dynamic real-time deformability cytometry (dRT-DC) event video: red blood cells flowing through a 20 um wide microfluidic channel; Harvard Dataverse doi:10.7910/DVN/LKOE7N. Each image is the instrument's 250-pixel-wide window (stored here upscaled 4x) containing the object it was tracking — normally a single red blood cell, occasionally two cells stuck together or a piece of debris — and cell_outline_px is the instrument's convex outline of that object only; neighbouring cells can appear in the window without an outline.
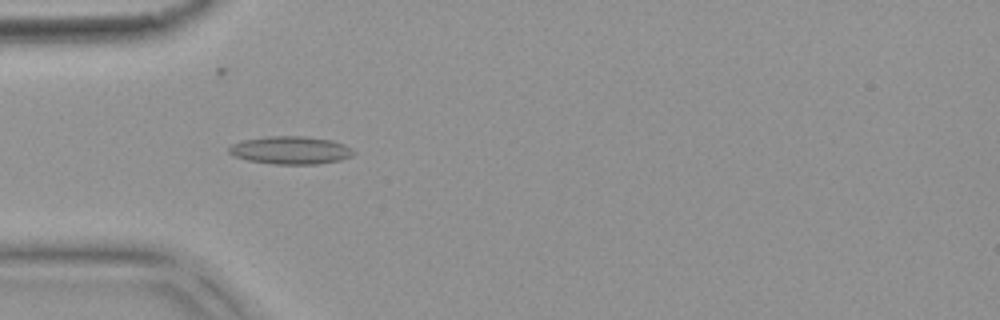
{"species": "common noctule bat (a hibernating species)", "species_latin": "Nyctalus noctula", "temperature_condition": "warm", "stored_images_in_passage": 6, "camera_frame_rate_fps": 3000, "um_per_image_px": 0.085, "animal": {"sex": "female", "body_mass_g": 18.4}, "frame": {"image": 1, "passage_image": 5, "time_ms": 1.333, "image_size_px": [1000, 320], "cell_outline_px": [[356, 152], [352, 156], [340, 160], [316, 164], [276, 164], [248, 160], [232, 156], [228, 152], [228, 148], [232, 144], [244, 140], [268, 136], [304, 136], [332, 140], [344, 144], [352, 148]], "centroid_in_image_um": [24.71, 12.76], "position_along_channel_um": 60.3, "area_um2": 20.29}}
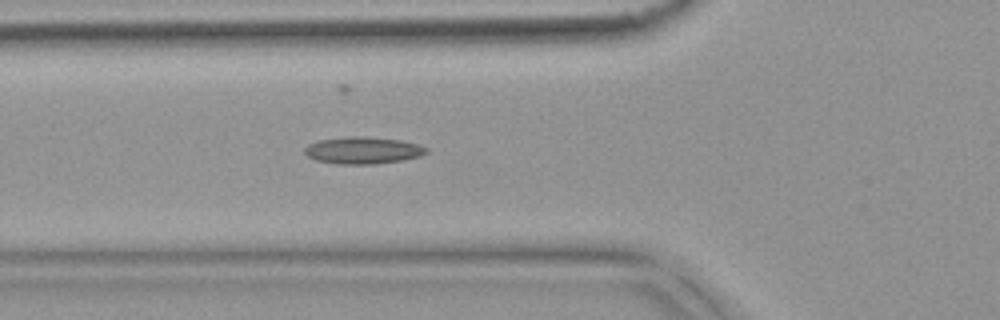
{"frame": {"image": 2, "passage_image": 6, "time_ms": 1.667, "image_size_px": [1000, 320], "cell_outline_px": [[428, 152], [420, 156], [400, 160], [372, 164], [336, 164], [316, 160], [308, 156], [304, 152], [304, 148], [308, 144], [320, 140], [348, 136], [364, 136], [400, 140], [420, 144], [428, 148]], "centroid_in_image_um": [30.85, 12.77], "position_along_channel_um": 95.0, "area_um2": 19.13}}